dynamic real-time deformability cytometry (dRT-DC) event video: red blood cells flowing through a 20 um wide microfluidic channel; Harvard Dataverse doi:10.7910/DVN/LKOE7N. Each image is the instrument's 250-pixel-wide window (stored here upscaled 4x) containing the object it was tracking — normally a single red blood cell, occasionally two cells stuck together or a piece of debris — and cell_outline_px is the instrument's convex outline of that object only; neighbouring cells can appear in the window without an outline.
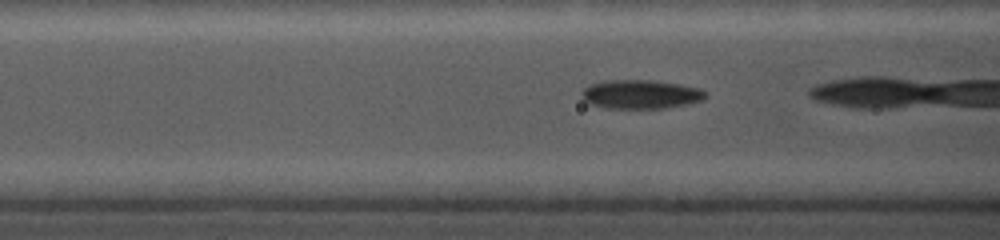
{"species": "common noctule bat (a hibernating species)", "species_latin": "Nyctalus noctula", "temperature_condition": "cold", "stored_images_in_passage": 6, "camera_frame_rate_fps": 5000, "um_per_image_px": 0.085, "animal": {"sex": "female", "body_mass_g": 19.0, "forearm_length_mm": 56.7}, "frame": {"image": 1, "passage_image": 4, "time_ms": 1.0, "image_size_px": [1000, 240], "cell_outline_px": [[708, 96], [700, 100], [688, 104], [664, 108], [604, 108], [588, 104], [584, 100], [580, 92], [584, 88], [592, 84], [604, 80], [652, 80], [680, 84], [700, 88]], "centroid_in_image_um": [54.42, 8.01], "position_along_channel_um": 112.2, "area_um2": 20.92}}